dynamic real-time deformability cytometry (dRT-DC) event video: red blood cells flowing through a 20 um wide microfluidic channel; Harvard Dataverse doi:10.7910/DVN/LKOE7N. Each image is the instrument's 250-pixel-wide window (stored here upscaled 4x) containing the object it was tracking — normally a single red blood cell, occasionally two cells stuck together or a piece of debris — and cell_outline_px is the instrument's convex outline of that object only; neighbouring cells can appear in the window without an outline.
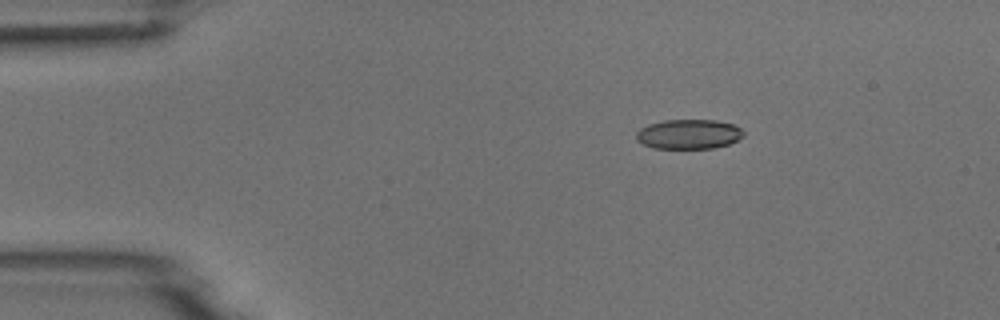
{"species": "common noctule bat (a hibernating species)", "species_latin": "Nyctalus noctula", "temperature_condition": "room temperature", "stored_images_in_passage": 5, "camera_frame_rate_fps": 3000, "um_per_image_px": 0.085, "animal": {"sex": "male", "body_mass_g": 18.8}, "frame": {"image": 1, "passage_image": 3, "time_ms": 0.667, "image_size_px": [1000, 320], "cell_outline_px": [[744, 136], [728, 144], [712, 148], [652, 148], [636, 140], [636, 132], [640, 128], [648, 124], [664, 120], [716, 120], [732, 124], [740, 128], [744, 132]], "centroid_in_image_um": [58.52, 11.4], "position_along_channel_um": 26.5, "area_um2": 18.5}}
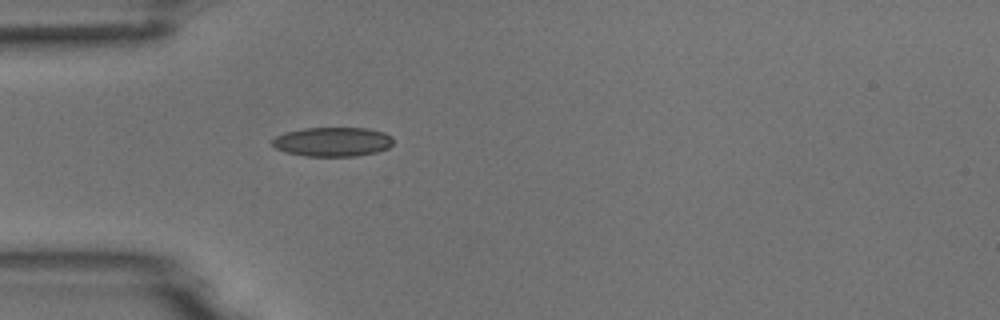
{"frame": {"image": 2, "passage_image": 5, "time_ms": 1.333, "image_size_px": [1000, 320], "cell_outline_px": [[392, 144], [388, 148], [376, 152], [356, 156], [304, 156], [284, 152], [276, 148], [272, 144], [272, 140], [276, 136], [284, 132], [304, 128], [368, 128], [384, 132], [392, 136]], "centroid_in_image_um": [28.26, 12.05], "position_along_channel_um": 56.7, "area_um2": 20.75}}